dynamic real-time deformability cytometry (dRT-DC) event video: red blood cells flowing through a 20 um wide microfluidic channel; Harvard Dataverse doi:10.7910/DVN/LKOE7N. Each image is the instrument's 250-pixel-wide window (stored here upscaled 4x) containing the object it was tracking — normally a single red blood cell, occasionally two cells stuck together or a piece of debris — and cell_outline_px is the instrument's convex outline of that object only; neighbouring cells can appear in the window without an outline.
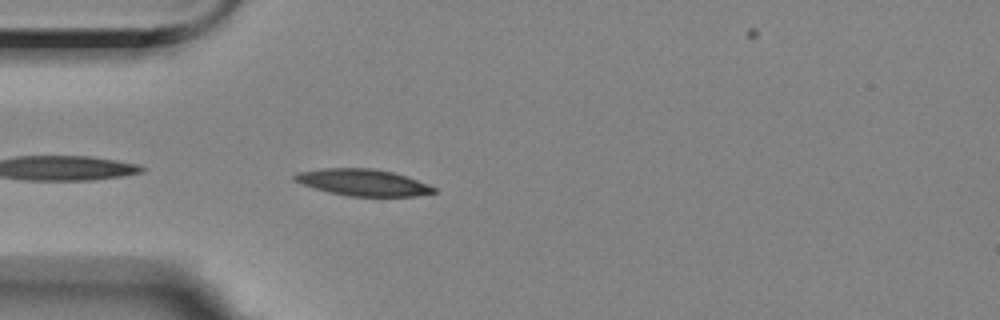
{"species": "Egyptian fruit bat (a non-hibernating species)", "species_latin": "Rousettus aegyptiacus", "temperature_condition": "room temperature", "stored_images_in_passage": 7, "camera_frame_rate_fps": 3000, "um_per_image_px": 0.085, "animal": {"sex": "female"}, "frame": {"image": 1, "passage_image": 6, "time_ms": 6.667, "image_size_px": [1000, 320], "cell_outline_px": [[436, 192], [416, 196], [348, 196], [328, 192], [300, 184], [292, 180], [292, 176], [300, 172], [324, 168], [372, 168], [392, 172], [428, 184], [436, 188]], "centroid_in_image_um": [30.81, 15.51], "position_along_channel_um": 54.2, "area_um2": 21.5}}